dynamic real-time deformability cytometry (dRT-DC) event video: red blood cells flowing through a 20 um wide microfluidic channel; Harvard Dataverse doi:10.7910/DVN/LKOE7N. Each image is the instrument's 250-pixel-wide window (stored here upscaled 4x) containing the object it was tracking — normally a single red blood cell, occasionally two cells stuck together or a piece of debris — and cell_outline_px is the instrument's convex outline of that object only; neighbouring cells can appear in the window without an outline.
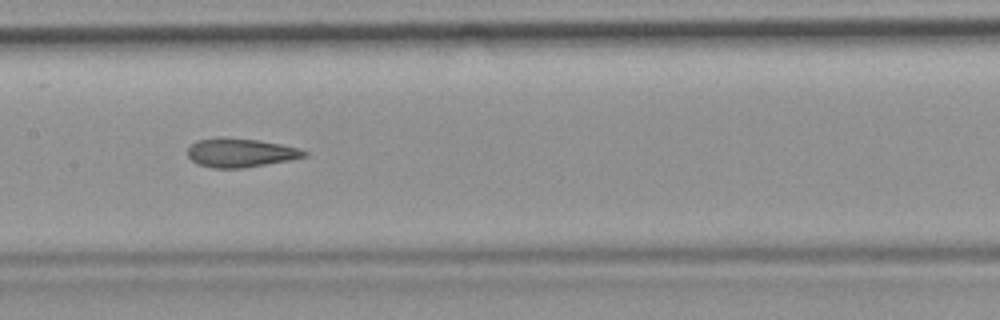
{"species": "common noctule bat (a hibernating species)", "species_latin": "Nyctalus noctula", "temperature_condition": "room temperature", "stored_images_in_passage": 47, "camera_frame_rate_fps": 3000, "um_per_image_px": 0.085, "animal": {"sex": "female", "body_mass_g": 19.9}, "frame": {"image": 1, "passage_image": 21, "time_ms": 6.667, "image_size_px": [1000, 320], "cell_outline_px": [[308, 156], [288, 160], [244, 168], [212, 168], [196, 164], [188, 156], [188, 148], [196, 140], [216, 136], [224, 136], [256, 140], [280, 144], [296, 148], [308, 152]], "centroid_in_image_um": [20.38, 12.97], "position_along_channel_um": 187.0, "area_um2": 19.71}, "authors_computed_cell_mechanics": {"area_um2": 20.0566, "velocity_mm_per_s": 3.8839, "shape_relaxation_time_tau1_ms": null, "shape_relaxation_time_tau2_ms": 1.9186, "deformation_change_tau1": null, "deformation_change_tau2": 0.0962}}